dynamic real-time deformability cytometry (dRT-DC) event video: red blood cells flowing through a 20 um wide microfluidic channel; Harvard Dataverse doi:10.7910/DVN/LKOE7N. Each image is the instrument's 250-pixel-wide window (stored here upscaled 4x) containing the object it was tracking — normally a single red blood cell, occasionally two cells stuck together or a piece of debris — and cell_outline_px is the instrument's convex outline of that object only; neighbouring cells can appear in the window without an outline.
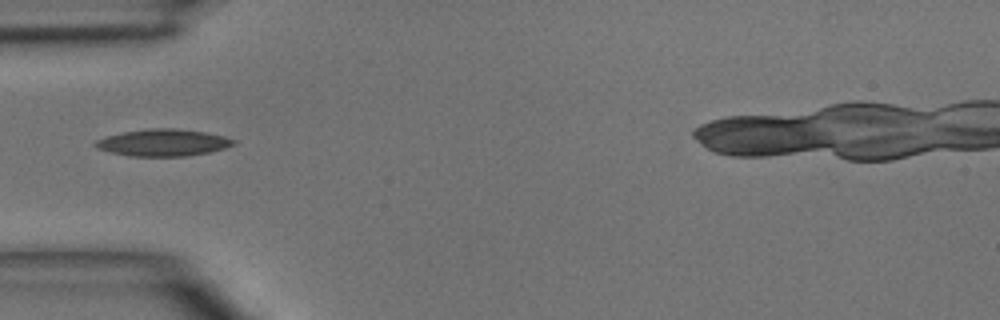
{"species": "common noctule bat (a hibernating species)", "species_latin": "Nyctalus noctula", "temperature_condition": "room temperature", "stored_images_in_passage": 4, "camera_frame_rate_fps": 3000, "um_per_image_px": 0.085, "animal": {"sex": "male", "body_mass_g": 15.6}, "frame": {"image": 1, "passage_image": 4, "time_ms": 4.333, "image_size_px": [1000, 320], "cell_outline_px": [[236, 144], [224, 148], [208, 152], [184, 156], [132, 156], [112, 152], [100, 148], [92, 144], [96, 140], [104, 136], [124, 132], [148, 128], [176, 128], [208, 132], [224, 136], [236, 140]], "centroid_in_image_um": [13.89, 12.1], "position_along_channel_um": 71.1, "area_um2": 21.62}}